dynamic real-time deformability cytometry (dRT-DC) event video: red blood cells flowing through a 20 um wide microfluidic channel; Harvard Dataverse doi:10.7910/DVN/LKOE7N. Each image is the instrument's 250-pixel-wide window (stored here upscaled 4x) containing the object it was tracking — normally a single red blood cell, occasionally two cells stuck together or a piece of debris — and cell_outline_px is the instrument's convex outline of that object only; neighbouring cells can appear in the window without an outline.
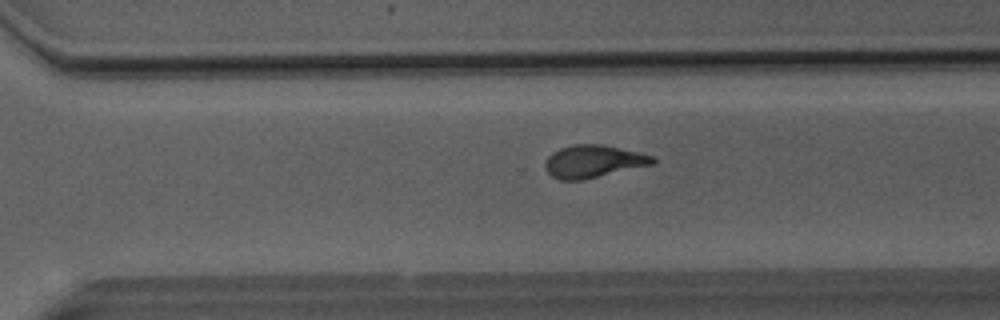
{"species": "Egyptian fruit bat (a non-hibernating species)", "species_latin": "Rousettus aegyptiacus", "temperature_condition": "room temperature", "stored_images_in_passage": 35, "camera_frame_rate_fps": 3000, "um_per_image_px": 0.085, "animal": {"sex": "male"}, "frame": {"image": 1, "passage_image": 20, "time_ms": 6.333, "image_size_px": [1000, 320], "cell_outline_px": [[656, 164], [584, 180], [560, 180], [552, 176], [544, 168], [544, 164], [548, 156], [552, 152], [560, 148], [572, 144], [600, 144], [640, 152], [652, 156], [656, 160]], "centroid_in_image_um": [50.44, 13.72], "position_along_channel_um": 320.2, "area_um2": 20.69}}
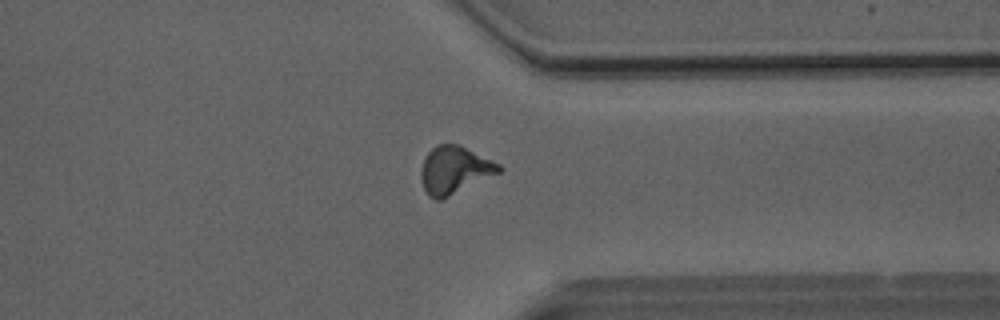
{"frame": {"image": 2, "passage_image": 24, "time_ms": 7.667, "image_size_px": [1000, 320], "cell_outline_px": [[504, 168], [500, 172], [440, 200], [436, 200], [428, 196], [424, 188], [420, 176], [420, 172], [424, 160], [428, 152], [436, 144], [460, 144], [500, 164]], "centroid_in_image_um": [38.63, 14.44], "position_along_channel_um": 372.8, "area_um2": 21.44}}
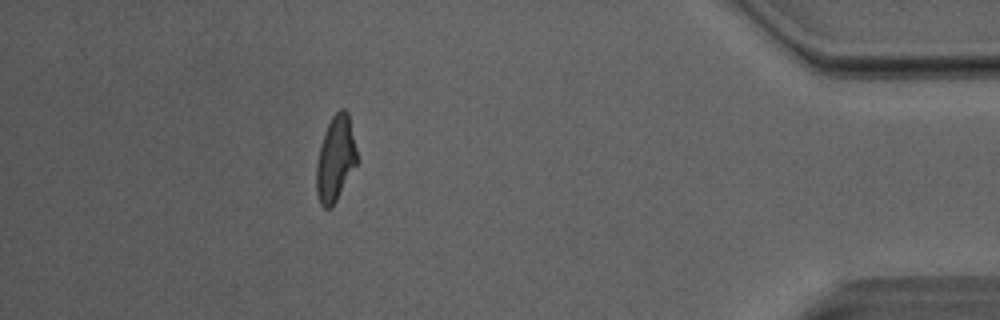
{"frame": {"image": 3, "passage_image": 30, "time_ms": 9.667, "image_size_px": [1000, 320], "cell_outline_px": [[360, 160], [332, 208], [324, 208], [320, 204], [316, 192], [316, 164], [324, 132], [332, 116], [340, 108], [344, 108], [348, 112]], "centroid_in_image_um": [28.55, 13.5], "position_along_channel_um": 406.7, "area_um2": 20.63}, "authors_computed_cell_mechanics": {"area_um2": 20.4034, "velocity_mm_per_s": 4.0771, "shape_relaxation_time_tau1_ms": 6.6245, "shape_relaxation_time_tau2_ms": 1.9972, "deformation_change_tau1": 0.2136, "deformation_change_tau2": 0.1034}}